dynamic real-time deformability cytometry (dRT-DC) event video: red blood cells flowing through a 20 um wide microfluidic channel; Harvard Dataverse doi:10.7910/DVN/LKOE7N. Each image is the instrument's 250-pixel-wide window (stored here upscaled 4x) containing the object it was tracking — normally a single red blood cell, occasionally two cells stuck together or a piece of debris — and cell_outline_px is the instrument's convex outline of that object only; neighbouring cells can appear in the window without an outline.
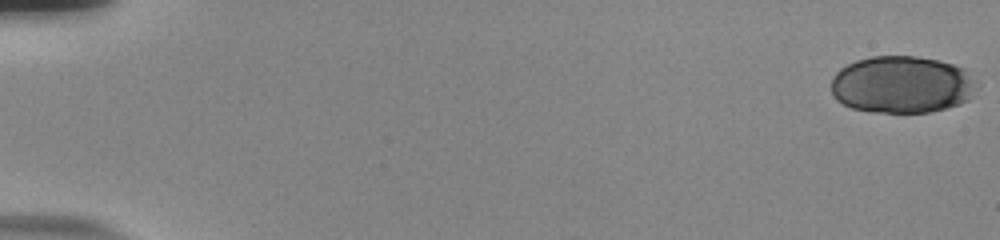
{"species": "human", "species_latin": "Homo sapiens", "temperature_condition": "room temperature", "stored_images_in_passage": 56, "camera_frame_rate_fps": 3000, "um_per_image_px": 0.085, "donor": {"sex": "male"}, "frame": {"image": 1, "passage_image": 1, "time_ms": 0.0, "image_size_px": [1000, 240], "cell_outline_px": [[980, 88], [968, 100], [960, 104], [928, 112], [872, 112], [852, 108], [836, 100], [832, 96], [832, 76], [840, 68], [856, 60], [872, 56], [916, 56], [936, 60], [952, 64], [964, 68], [980, 84]], "centroid_in_image_um": [76.69, 7.19], "position_along_channel_um": 8.3, "area_um2": 48.96}}
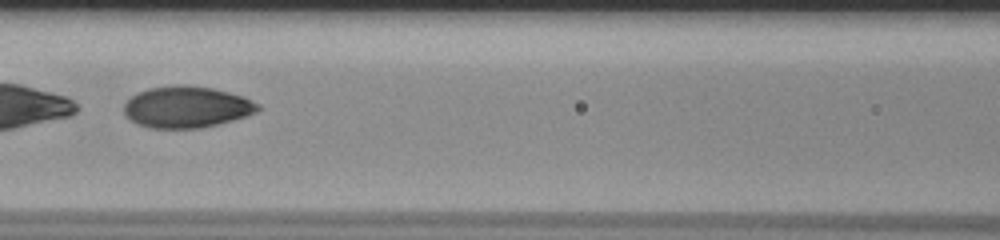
{"frame": {"image": 2, "passage_image": 28, "time_ms": 9.0, "image_size_px": [1000, 240], "cell_outline_px": [[264, 108], [256, 112], [232, 120], [200, 128], [148, 128], [136, 124], [124, 112], [124, 104], [132, 96], [148, 88], [180, 84], [212, 88], [244, 96], [260, 104]], "centroid_in_image_um": [15.89, 9.09], "position_along_channel_um": 150.7, "area_um2": 32.31}}
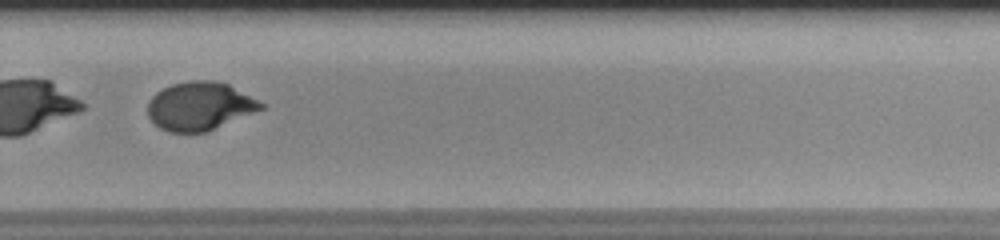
{"frame": {"image": 3, "passage_image": 41, "time_ms": 13.333, "image_size_px": [1000, 240], "cell_outline_px": [[264, 108], [204, 132], [168, 132], [160, 128], [148, 116], [148, 100], [156, 92], [172, 84], [192, 80], [216, 80], [228, 84], [264, 104]], "centroid_in_image_um": [16.93, 9.01], "position_along_channel_um": 312.9, "area_um2": 31.44}, "authors_computed_cell_mechanics": {"area_um2": 49.1878, "velocity_mm_per_s": 3.7504, "shape_relaxation_time_tau1_ms": 5.7984, "shape_relaxation_time_tau2_ms": null, "deformation_change_tau1": 0.2158, "deformation_change_tau2": null}}